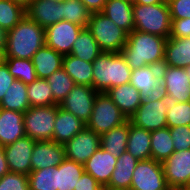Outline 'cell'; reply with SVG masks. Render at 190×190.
I'll return each mask as SVG.
<instances>
[{
    "mask_svg": "<svg viewBox=\"0 0 190 190\" xmlns=\"http://www.w3.org/2000/svg\"><path fill=\"white\" fill-rule=\"evenodd\" d=\"M166 41L167 38L134 30L128 34L120 53L132 70L146 66L160 68L164 62Z\"/></svg>",
    "mask_w": 190,
    "mask_h": 190,
    "instance_id": "cell-1",
    "label": "cell"
},
{
    "mask_svg": "<svg viewBox=\"0 0 190 190\" xmlns=\"http://www.w3.org/2000/svg\"><path fill=\"white\" fill-rule=\"evenodd\" d=\"M44 45L45 29L25 15L13 29L8 30L2 58L32 59Z\"/></svg>",
    "mask_w": 190,
    "mask_h": 190,
    "instance_id": "cell-2",
    "label": "cell"
},
{
    "mask_svg": "<svg viewBox=\"0 0 190 190\" xmlns=\"http://www.w3.org/2000/svg\"><path fill=\"white\" fill-rule=\"evenodd\" d=\"M93 88L98 93L129 83L132 69L121 53L102 52L92 63Z\"/></svg>",
    "mask_w": 190,
    "mask_h": 190,
    "instance_id": "cell-3",
    "label": "cell"
},
{
    "mask_svg": "<svg viewBox=\"0 0 190 190\" xmlns=\"http://www.w3.org/2000/svg\"><path fill=\"white\" fill-rule=\"evenodd\" d=\"M134 30L169 38L171 16L168 3L133 4Z\"/></svg>",
    "mask_w": 190,
    "mask_h": 190,
    "instance_id": "cell-4",
    "label": "cell"
},
{
    "mask_svg": "<svg viewBox=\"0 0 190 190\" xmlns=\"http://www.w3.org/2000/svg\"><path fill=\"white\" fill-rule=\"evenodd\" d=\"M87 29L92 33L102 52L120 53L128 33L102 12L91 13Z\"/></svg>",
    "mask_w": 190,
    "mask_h": 190,
    "instance_id": "cell-5",
    "label": "cell"
},
{
    "mask_svg": "<svg viewBox=\"0 0 190 190\" xmlns=\"http://www.w3.org/2000/svg\"><path fill=\"white\" fill-rule=\"evenodd\" d=\"M168 103L169 99L161 93L145 97L129 120L133 125L150 132L167 127Z\"/></svg>",
    "mask_w": 190,
    "mask_h": 190,
    "instance_id": "cell-6",
    "label": "cell"
},
{
    "mask_svg": "<svg viewBox=\"0 0 190 190\" xmlns=\"http://www.w3.org/2000/svg\"><path fill=\"white\" fill-rule=\"evenodd\" d=\"M127 120L106 93H98L93 104L90 120L86 123V127L93 130L96 134L101 135L114 127L120 126Z\"/></svg>",
    "mask_w": 190,
    "mask_h": 190,
    "instance_id": "cell-7",
    "label": "cell"
},
{
    "mask_svg": "<svg viewBox=\"0 0 190 190\" xmlns=\"http://www.w3.org/2000/svg\"><path fill=\"white\" fill-rule=\"evenodd\" d=\"M58 105L30 107L23 117L26 136L35 141L52 140Z\"/></svg>",
    "mask_w": 190,
    "mask_h": 190,
    "instance_id": "cell-8",
    "label": "cell"
},
{
    "mask_svg": "<svg viewBox=\"0 0 190 190\" xmlns=\"http://www.w3.org/2000/svg\"><path fill=\"white\" fill-rule=\"evenodd\" d=\"M160 93L169 101H190V80L184 68L167 65L160 67Z\"/></svg>",
    "mask_w": 190,
    "mask_h": 190,
    "instance_id": "cell-9",
    "label": "cell"
},
{
    "mask_svg": "<svg viewBox=\"0 0 190 190\" xmlns=\"http://www.w3.org/2000/svg\"><path fill=\"white\" fill-rule=\"evenodd\" d=\"M130 190H170L162 163L154 159L140 160L133 171Z\"/></svg>",
    "mask_w": 190,
    "mask_h": 190,
    "instance_id": "cell-10",
    "label": "cell"
},
{
    "mask_svg": "<svg viewBox=\"0 0 190 190\" xmlns=\"http://www.w3.org/2000/svg\"><path fill=\"white\" fill-rule=\"evenodd\" d=\"M83 29V27L69 21H59L45 28V45L63 56L68 55Z\"/></svg>",
    "mask_w": 190,
    "mask_h": 190,
    "instance_id": "cell-11",
    "label": "cell"
},
{
    "mask_svg": "<svg viewBox=\"0 0 190 190\" xmlns=\"http://www.w3.org/2000/svg\"><path fill=\"white\" fill-rule=\"evenodd\" d=\"M97 94L98 92L93 87L75 85L59 106L87 123L90 120Z\"/></svg>",
    "mask_w": 190,
    "mask_h": 190,
    "instance_id": "cell-12",
    "label": "cell"
},
{
    "mask_svg": "<svg viewBox=\"0 0 190 190\" xmlns=\"http://www.w3.org/2000/svg\"><path fill=\"white\" fill-rule=\"evenodd\" d=\"M100 145V135L85 127L65 145V158L84 165Z\"/></svg>",
    "mask_w": 190,
    "mask_h": 190,
    "instance_id": "cell-13",
    "label": "cell"
},
{
    "mask_svg": "<svg viewBox=\"0 0 190 190\" xmlns=\"http://www.w3.org/2000/svg\"><path fill=\"white\" fill-rule=\"evenodd\" d=\"M35 140L24 136L3 147L10 172L29 175L32 171L31 157Z\"/></svg>",
    "mask_w": 190,
    "mask_h": 190,
    "instance_id": "cell-14",
    "label": "cell"
},
{
    "mask_svg": "<svg viewBox=\"0 0 190 190\" xmlns=\"http://www.w3.org/2000/svg\"><path fill=\"white\" fill-rule=\"evenodd\" d=\"M162 167L169 188L184 187L190 175V149L175 151Z\"/></svg>",
    "mask_w": 190,
    "mask_h": 190,
    "instance_id": "cell-15",
    "label": "cell"
},
{
    "mask_svg": "<svg viewBox=\"0 0 190 190\" xmlns=\"http://www.w3.org/2000/svg\"><path fill=\"white\" fill-rule=\"evenodd\" d=\"M65 159L64 145L52 140L36 141L32 151V171L57 167Z\"/></svg>",
    "mask_w": 190,
    "mask_h": 190,
    "instance_id": "cell-16",
    "label": "cell"
},
{
    "mask_svg": "<svg viewBox=\"0 0 190 190\" xmlns=\"http://www.w3.org/2000/svg\"><path fill=\"white\" fill-rule=\"evenodd\" d=\"M26 16L44 29L63 21L62 2L53 0H34L25 8Z\"/></svg>",
    "mask_w": 190,
    "mask_h": 190,
    "instance_id": "cell-17",
    "label": "cell"
},
{
    "mask_svg": "<svg viewBox=\"0 0 190 190\" xmlns=\"http://www.w3.org/2000/svg\"><path fill=\"white\" fill-rule=\"evenodd\" d=\"M116 163L117 157L100 147L86 161L84 170L105 187L109 183Z\"/></svg>",
    "mask_w": 190,
    "mask_h": 190,
    "instance_id": "cell-18",
    "label": "cell"
},
{
    "mask_svg": "<svg viewBox=\"0 0 190 190\" xmlns=\"http://www.w3.org/2000/svg\"><path fill=\"white\" fill-rule=\"evenodd\" d=\"M23 117L22 112L0 108V147L26 136Z\"/></svg>",
    "mask_w": 190,
    "mask_h": 190,
    "instance_id": "cell-19",
    "label": "cell"
},
{
    "mask_svg": "<svg viewBox=\"0 0 190 190\" xmlns=\"http://www.w3.org/2000/svg\"><path fill=\"white\" fill-rule=\"evenodd\" d=\"M106 95L112 99L127 119H130L143 100L141 93L130 82L109 89Z\"/></svg>",
    "mask_w": 190,
    "mask_h": 190,
    "instance_id": "cell-20",
    "label": "cell"
},
{
    "mask_svg": "<svg viewBox=\"0 0 190 190\" xmlns=\"http://www.w3.org/2000/svg\"><path fill=\"white\" fill-rule=\"evenodd\" d=\"M139 160L129 152H123L118 158L105 190H130L133 171Z\"/></svg>",
    "mask_w": 190,
    "mask_h": 190,
    "instance_id": "cell-21",
    "label": "cell"
},
{
    "mask_svg": "<svg viewBox=\"0 0 190 190\" xmlns=\"http://www.w3.org/2000/svg\"><path fill=\"white\" fill-rule=\"evenodd\" d=\"M85 127L86 123L58 105L54 123L53 141L65 145Z\"/></svg>",
    "mask_w": 190,
    "mask_h": 190,
    "instance_id": "cell-22",
    "label": "cell"
},
{
    "mask_svg": "<svg viewBox=\"0 0 190 190\" xmlns=\"http://www.w3.org/2000/svg\"><path fill=\"white\" fill-rule=\"evenodd\" d=\"M130 84L134 86L143 98L160 93V68L146 66L132 70Z\"/></svg>",
    "mask_w": 190,
    "mask_h": 190,
    "instance_id": "cell-23",
    "label": "cell"
},
{
    "mask_svg": "<svg viewBox=\"0 0 190 190\" xmlns=\"http://www.w3.org/2000/svg\"><path fill=\"white\" fill-rule=\"evenodd\" d=\"M102 13L128 34L134 31L133 3L125 0H107Z\"/></svg>",
    "mask_w": 190,
    "mask_h": 190,
    "instance_id": "cell-24",
    "label": "cell"
},
{
    "mask_svg": "<svg viewBox=\"0 0 190 190\" xmlns=\"http://www.w3.org/2000/svg\"><path fill=\"white\" fill-rule=\"evenodd\" d=\"M31 60L37 78L46 79L62 68L63 55L44 45L33 55Z\"/></svg>",
    "mask_w": 190,
    "mask_h": 190,
    "instance_id": "cell-25",
    "label": "cell"
},
{
    "mask_svg": "<svg viewBox=\"0 0 190 190\" xmlns=\"http://www.w3.org/2000/svg\"><path fill=\"white\" fill-rule=\"evenodd\" d=\"M163 65L178 68L190 65V37L167 39Z\"/></svg>",
    "mask_w": 190,
    "mask_h": 190,
    "instance_id": "cell-26",
    "label": "cell"
},
{
    "mask_svg": "<svg viewBox=\"0 0 190 190\" xmlns=\"http://www.w3.org/2000/svg\"><path fill=\"white\" fill-rule=\"evenodd\" d=\"M126 151L139 161L151 159V132L133 125L129 120Z\"/></svg>",
    "mask_w": 190,
    "mask_h": 190,
    "instance_id": "cell-27",
    "label": "cell"
},
{
    "mask_svg": "<svg viewBox=\"0 0 190 190\" xmlns=\"http://www.w3.org/2000/svg\"><path fill=\"white\" fill-rule=\"evenodd\" d=\"M62 68L73 79L76 85L93 87L92 63L83 61L68 54L63 56Z\"/></svg>",
    "mask_w": 190,
    "mask_h": 190,
    "instance_id": "cell-28",
    "label": "cell"
},
{
    "mask_svg": "<svg viewBox=\"0 0 190 190\" xmlns=\"http://www.w3.org/2000/svg\"><path fill=\"white\" fill-rule=\"evenodd\" d=\"M129 136V119L120 126L114 127L100 135L101 148L117 158L126 151Z\"/></svg>",
    "mask_w": 190,
    "mask_h": 190,
    "instance_id": "cell-29",
    "label": "cell"
},
{
    "mask_svg": "<svg viewBox=\"0 0 190 190\" xmlns=\"http://www.w3.org/2000/svg\"><path fill=\"white\" fill-rule=\"evenodd\" d=\"M84 171V165L65 158L56 167L57 190L77 189L78 179H80Z\"/></svg>",
    "mask_w": 190,
    "mask_h": 190,
    "instance_id": "cell-30",
    "label": "cell"
},
{
    "mask_svg": "<svg viewBox=\"0 0 190 190\" xmlns=\"http://www.w3.org/2000/svg\"><path fill=\"white\" fill-rule=\"evenodd\" d=\"M30 107L27 84L20 80H15L1 100L0 108L25 113Z\"/></svg>",
    "mask_w": 190,
    "mask_h": 190,
    "instance_id": "cell-31",
    "label": "cell"
},
{
    "mask_svg": "<svg viewBox=\"0 0 190 190\" xmlns=\"http://www.w3.org/2000/svg\"><path fill=\"white\" fill-rule=\"evenodd\" d=\"M101 53L102 51L92 33L87 28H84L74 42L70 55L93 63Z\"/></svg>",
    "mask_w": 190,
    "mask_h": 190,
    "instance_id": "cell-32",
    "label": "cell"
},
{
    "mask_svg": "<svg viewBox=\"0 0 190 190\" xmlns=\"http://www.w3.org/2000/svg\"><path fill=\"white\" fill-rule=\"evenodd\" d=\"M174 152V144L168 127L151 132V159L162 163Z\"/></svg>",
    "mask_w": 190,
    "mask_h": 190,
    "instance_id": "cell-33",
    "label": "cell"
},
{
    "mask_svg": "<svg viewBox=\"0 0 190 190\" xmlns=\"http://www.w3.org/2000/svg\"><path fill=\"white\" fill-rule=\"evenodd\" d=\"M27 95L31 107L58 105L53 100L49 83L43 78H37L32 83L27 84Z\"/></svg>",
    "mask_w": 190,
    "mask_h": 190,
    "instance_id": "cell-34",
    "label": "cell"
},
{
    "mask_svg": "<svg viewBox=\"0 0 190 190\" xmlns=\"http://www.w3.org/2000/svg\"><path fill=\"white\" fill-rule=\"evenodd\" d=\"M46 81L49 83L53 94V100L60 105L62 101L67 97L69 92L73 89L76 83L73 79L66 73V71L61 68L60 70L54 72Z\"/></svg>",
    "mask_w": 190,
    "mask_h": 190,
    "instance_id": "cell-35",
    "label": "cell"
},
{
    "mask_svg": "<svg viewBox=\"0 0 190 190\" xmlns=\"http://www.w3.org/2000/svg\"><path fill=\"white\" fill-rule=\"evenodd\" d=\"M63 20L87 28L91 12L81 0L62 1Z\"/></svg>",
    "mask_w": 190,
    "mask_h": 190,
    "instance_id": "cell-36",
    "label": "cell"
},
{
    "mask_svg": "<svg viewBox=\"0 0 190 190\" xmlns=\"http://www.w3.org/2000/svg\"><path fill=\"white\" fill-rule=\"evenodd\" d=\"M7 64L10 74L25 84L37 79L35 67L31 59L2 58Z\"/></svg>",
    "mask_w": 190,
    "mask_h": 190,
    "instance_id": "cell-37",
    "label": "cell"
},
{
    "mask_svg": "<svg viewBox=\"0 0 190 190\" xmlns=\"http://www.w3.org/2000/svg\"><path fill=\"white\" fill-rule=\"evenodd\" d=\"M25 15V8L22 5L12 0H0V27L7 31L11 30Z\"/></svg>",
    "mask_w": 190,
    "mask_h": 190,
    "instance_id": "cell-38",
    "label": "cell"
},
{
    "mask_svg": "<svg viewBox=\"0 0 190 190\" xmlns=\"http://www.w3.org/2000/svg\"><path fill=\"white\" fill-rule=\"evenodd\" d=\"M28 182L30 190H57L56 167L31 171Z\"/></svg>",
    "mask_w": 190,
    "mask_h": 190,
    "instance_id": "cell-39",
    "label": "cell"
},
{
    "mask_svg": "<svg viewBox=\"0 0 190 190\" xmlns=\"http://www.w3.org/2000/svg\"><path fill=\"white\" fill-rule=\"evenodd\" d=\"M166 115L168 128L190 125V101L184 103L169 101Z\"/></svg>",
    "mask_w": 190,
    "mask_h": 190,
    "instance_id": "cell-40",
    "label": "cell"
},
{
    "mask_svg": "<svg viewBox=\"0 0 190 190\" xmlns=\"http://www.w3.org/2000/svg\"><path fill=\"white\" fill-rule=\"evenodd\" d=\"M0 190H30L28 176L9 171L0 178Z\"/></svg>",
    "mask_w": 190,
    "mask_h": 190,
    "instance_id": "cell-41",
    "label": "cell"
},
{
    "mask_svg": "<svg viewBox=\"0 0 190 190\" xmlns=\"http://www.w3.org/2000/svg\"><path fill=\"white\" fill-rule=\"evenodd\" d=\"M169 129L175 151L190 149V125H179Z\"/></svg>",
    "mask_w": 190,
    "mask_h": 190,
    "instance_id": "cell-42",
    "label": "cell"
},
{
    "mask_svg": "<svg viewBox=\"0 0 190 190\" xmlns=\"http://www.w3.org/2000/svg\"><path fill=\"white\" fill-rule=\"evenodd\" d=\"M171 19L190 18V0H167Z\"/></svg>",
    "mask_w": 190,
    "mask_h": 190,
    "instance_id": "cell-43",
    "label": "cell"
},
{
    "mask_svg": "<svg viewBox=\"0 0 190 190\" xmlns=\"http://www.w3.org/2000/svg\"><path fill=\"white\" fill-rule=\"evenodd\" d=\"M171 34L169 38L190 37V18L171 19Z\"/></svg>",
    "mask_w": 190,
    "mask_h": 190,
    "instance_id": "cell-44",
    "label": "cell"
},
{
    "mask_svg": "<svg viewBox=\"0 0 190 190\" xmlns=\"http://www.w3.org/2000/svg\"><path fill=\"white\" fill-rule=\"evenodd\" d=\"M16 79L10 74L7 64L0 61V102L6 94L8 88Z\"/></svg>",
    "mask_w": 190,
    "mask_h": 190,
    "instance_id": "cell-45",
    "label": "cell"
},
{
    "mask_svg": "<svg viewBox=\"0 0 190 190\" xmlns=\"http://www.w3.org/2000/svg\"><path fill=\"white\" fill-rule=\"evenodd\" d=\"M74 190H104V187L89 173L83 172Z\"/></svg>",
    "mask_w": 190,
    "mask_h": 190,
    "instance_id": "cell-46",
    "label": "cell"
},
{
    "mask_svg": "<svg viewBox=\"0 0 190 190\" xmlns=\"http://www.w3.org/2000/svg\"><path fill=\"white\" fill-rule=\"evenodd\" d=\"M91 13L102 12L107 0H81Z\"/></svg>",
    "mask_w": 190,
    "mask_h": 190,
    "instance_id": "cell-47",
    "label": "cell"
},
{
    "mask_svg": "<svg viewBox=\"0 0 190 190\" xmlns=\"http://www.w3.org/2000/svg\"><path fill=\"white\" fill-rule=\"evenodd\" d=\"M9 172L3 147H0V178Z\"/></svg>",
    "mask_w": 190,
    "mask_h": 190,
    "instance_id": "cell-48",
    "label": "cell"
},
{
    "mask_svg": "<svg viewBox=\"0 0 190 190\" xmlns=\"http://www.w3.org/2000/svg\"><path fill=\"white\" fill-rule=\"evenodd\" d=\"M7 34H8V31L0 27V55L2 56L5 53V49L7 45Z\"/></svg>",
    "mask_w": 190,
    "mask_h": 190,
    "instance_id": "cell-49",
    "label": "cell"
},
{
    "mask_svg": "<svg viewBox=\"0 0 190 190\" xmlns=\"http://www.w3.org/2000/svg\"><path fill=\"white\" fill-rule=\"evenodd\" d=\"M159 3H167V0H135L133 4L153 5Z\"/></svg>",
    "mask_w": 190,
    "mask_h": 190,
    "instance_id": "cell-50",
    "label": "cell"
},
{
    "mask_svg": "<svg viewBox=\"0 0 190 190\" xmlns=\"http://www.w3.org/2000/svg\"><path fill=\"white\" fill-rule=\"evenodd\" d=\"M20 5H22L24 8H27L34 0H12Z\"/></svg>",
    "mask_w": 190,
    "mask_h": 190,
    "instance_id": "cell-51",
    "label": "cell"
},
{
    "mask_svg": "<svg viewBox=\"0 0 190 190\" xmlns=\"http://www.w3.org/2000/svg\"><path fill=\"white\" fill-rule=\"evenodd\" d=\"M170 190H190V189L186 187H175V188H170Z\"/></svg>",
    "mask_w": 190,
    "mask_h": 190,
    "instance_id": "cell-52",
    "label": "cell"
},
{
    "mask_svg": "<svg viewBox=\"0 0 190 190\" xmlns=\"http://www.w3.org/2000/svg\"><path fill=\"white\" fill-rule=\"evenodd\" d=\"M184 70L186 71V74L190 80V65L188 67H185Z\"/></svg>",
    "mask_w": 190,
    "mask_h": 190,
    "instance_id": "cell-53",
    "label": "cell"
},
{
    "mask_svg": "<svg viewBox=\"0 0 190 190\" xmlns=\"http://www.w3.org/2000/svg\"><path fill=\"white\" fill-rule=\"evenodd\" d=\"M184 187L190 189V175H189V178H188L187 184H186Z\"/></svg>",
    "mask_w": 190,
    "mask_h": 190,
    "instance_id": "cell-54",
    "label": "cell"
},
{
    "mask_svg": "<svg viewBox=\"0 0 190 190\" xmlns=\"http://www.w3.org/2000/svg\"><path fill=\"white\" fill-rule=\"evenodd\" d=\"M125 1H128L130 3H134L135 0H125Z\"/></svg>",
    "mask_w": 190,
    "mask_h": 190,
    "instance_id": "cell-55",
    "label": "cell"
}]
</instances>
